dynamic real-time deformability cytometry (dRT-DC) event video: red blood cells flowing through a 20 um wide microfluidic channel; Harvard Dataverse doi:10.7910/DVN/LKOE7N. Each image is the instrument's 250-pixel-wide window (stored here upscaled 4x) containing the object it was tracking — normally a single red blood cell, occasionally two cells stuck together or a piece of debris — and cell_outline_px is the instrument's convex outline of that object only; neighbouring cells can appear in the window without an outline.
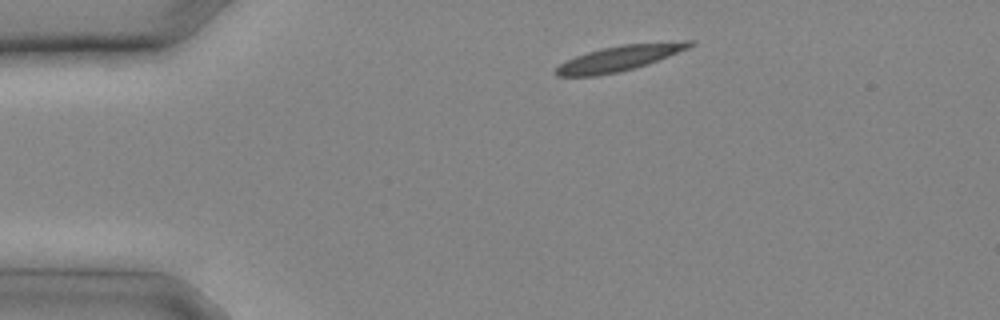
{"species": "common noctule bat (a hibernating species)", "species_latin": "Nyctalus noctula", "temperature_condition": "cold", "stored_images_in_passage": 20, "camera_frame_rate_fps": 3000, "um_per_image_px": 0.085, "animal": {"sex": "male", "body_mass_g": 20.4}, "frame": {"image": 1, "passage_image": 2, "time_ms": 0.333, "image_size_px": [1000, 320], "cell_outline_px": [[696, 44], [688, 48], [648, 64], [616, 72], [596, 76], [556, 76], [552, 72], [560, 64], [576, 56], [588, 52], [620, 44], [684, 40], [696, 40]], "centroid_in_image_um": [52.69, 4.93], "position_along_channel_um": 32.3, "area_um2": 19.83}}
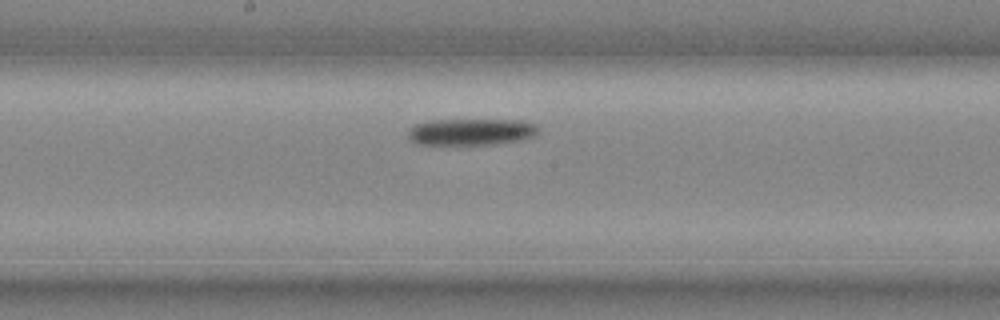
{"frame": {"image": 2, "passage_image": 11, "time_ms": 3.333, "image_size_px": [1000, 320], "cell_outline_px": [[536, 132], [532, 136], [520, 140], [496, 144], [420, 144], [412, 140], [408, 136], [408, 128], [416, 124], [432, 120], [520, 120], [532, 124], [536, 128]], "centroid_in_image_um": [39.99, 11.2], "position_along_channel_um": 208.2, "area_um2": 19.83}}
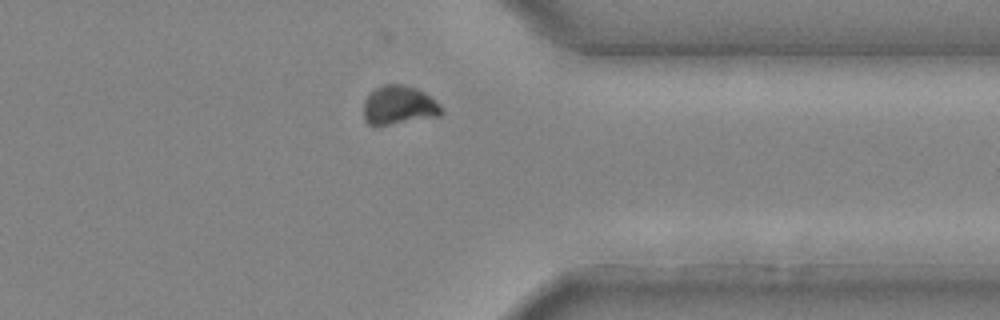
{"frame": {"image": 3, "passage_image": 18, "time_ms": 5.667, "image_size_px": [1000, 320], "cell_outline_px": [[444, 112], [440, 116], [388, 124], [368, 124], [364, 120], [364, 100], [376, 88], [384, 84], [404, 84], [416, 88], [424, 92], [440, 104]], "centroid_in_image_um": [33.93, 8.93], "position_along_channel_um": 377.5, "area_um2": 17.46}}